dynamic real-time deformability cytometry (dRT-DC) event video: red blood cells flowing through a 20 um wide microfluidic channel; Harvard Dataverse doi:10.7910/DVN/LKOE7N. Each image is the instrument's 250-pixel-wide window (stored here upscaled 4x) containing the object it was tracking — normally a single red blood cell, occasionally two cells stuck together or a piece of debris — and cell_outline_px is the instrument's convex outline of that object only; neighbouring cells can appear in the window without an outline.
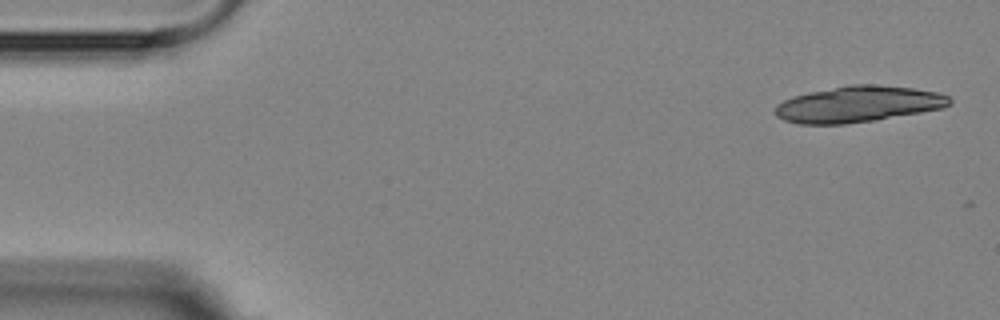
{"species": "Egyptian fruit bat (a non-hibernating species)", "species_latin": "Rousettus aegyptiacus", "temperature_condition": "room temperature", "stored_images_in_passage": 6, "camera_frame_rate_fps": 3000, "um_per_image_px": 0.085, "animal": {"sex": "female"}, "frame": {"image": 1, "passage_image": 1, "time_ms": 0.0, "image_size_px": [1000, 320], "cell_outline_px": [[952, 104], [944, 108], [876, 120], [844, 124], [800, 124], [784, 120], [776, 116], [772, 112], [776, 104], [792, 96], [808, 92], [848, 84], [872, 84], [912, 88], [936, 92], [948, 96], [952, 100]], "centroid_in_image_um": [72.91, 8.85], "position_along_channel_um": 12.1, "area_um2": 36.99}}
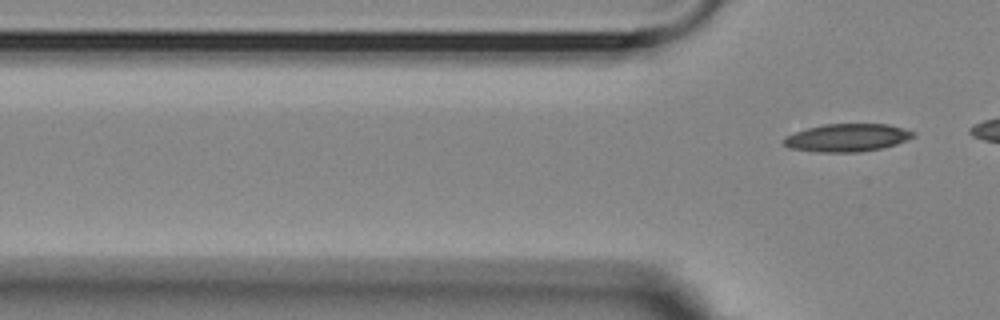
{"frame": {"image": 2, "passage_image": 6, "time_ms": 8.333, "image_size_px": [1000, 320], "cell_outline_px": [[916, 136], [896, 144], [880, 148], [860, 152], [816, 152], [788, 148], [780, 140], [784, 136], [808, 128], [824, 124], [888, 124], [904, 128], [916, 132]], "centroid_in_image_um": [71.99, 11.7], "position_along_channel_um": 53.8, "area_um2": 21.15}}